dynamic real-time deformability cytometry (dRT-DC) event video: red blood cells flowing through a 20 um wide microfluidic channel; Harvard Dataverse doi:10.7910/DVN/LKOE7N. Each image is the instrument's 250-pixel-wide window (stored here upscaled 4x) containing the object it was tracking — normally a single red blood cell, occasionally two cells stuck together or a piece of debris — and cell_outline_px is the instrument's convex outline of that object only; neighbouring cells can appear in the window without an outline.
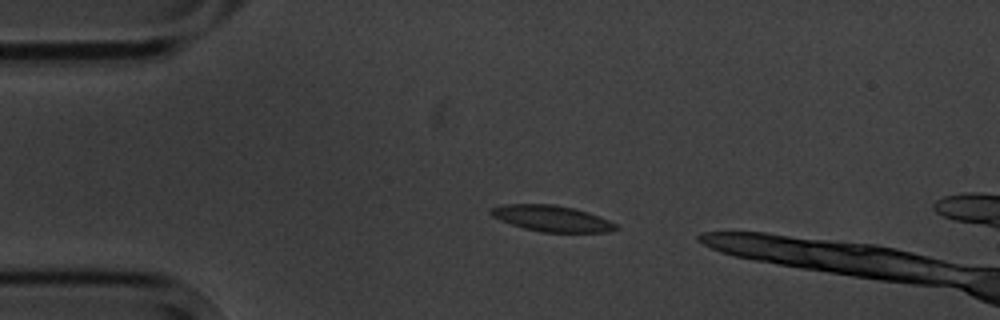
{"species": "common noctule bat (a hibernating species)", "species_latin": "Nyctalus noctula", "temperature_condition": "cold", "stored_images_in_passage": 2, "camera_frame_rate_fps": 3000, "um_per_image_px": 0.085, "animal": {"sex": "male", "body_mass_g": 20.1, "forearm_length_mm": 53.5}, "frame": {"image": 1, "passage_image": 1, "time_ms": 0.0, "image_size_px": [1000, 320], "cell_outline_px": [[620, 228], [608, 232], [540, 232], [524, 228], [500, 220], [492, 216], [488, 212], [492, 208], [504, 204], [552, 204], [572, 208], [588, 212], [608, 220], [616, 224]], "centroid_in_image_um": [46.89, 18.57], "position_along_channel_um": 38.1, "area_um2": 18.84}}